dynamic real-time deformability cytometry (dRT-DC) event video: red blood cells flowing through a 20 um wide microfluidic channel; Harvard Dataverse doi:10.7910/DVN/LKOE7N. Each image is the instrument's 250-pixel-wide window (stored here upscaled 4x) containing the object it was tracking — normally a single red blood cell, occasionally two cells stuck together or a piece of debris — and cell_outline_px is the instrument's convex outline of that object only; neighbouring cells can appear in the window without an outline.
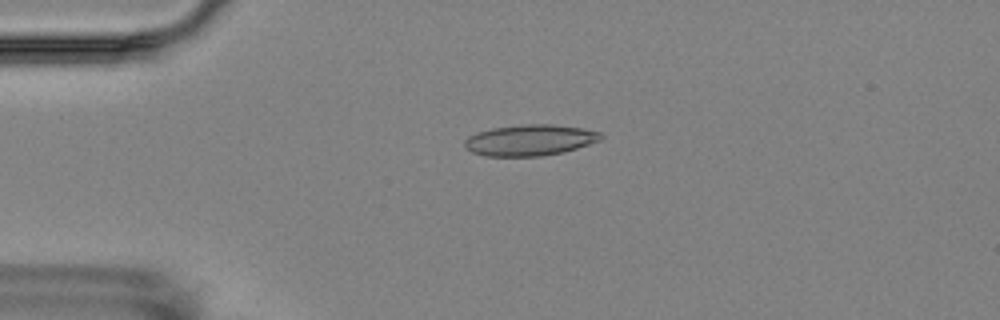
{"species": "Egyptian fruit bat (a non-hibernating species)", "species_latin": "Rousettus aegyptiacus", "temperature_condition": "room temperature", "stored_images_in_passage": 7, "camera_frame_rate_fps": 3000, "um_per_image_px": 0.085, "animal": {"sex": "female"}, "frame": {"image": 1, "passage_image": 3, "time_ms": 3.0, "image_size_px": [1000, 320], "cell_outline_px": [[604, 136], [600, 140], [564, 152], [540, 156], [488, 156], [472, 152], [464, 148], [464, 140], [468, 136], [476, 132], [492, 128], [524, 124], [552, 124], [580, 128], [600, 132]], "centroid_in_image_um": [45.0, 11.91], "position_along_channel_um": 40.0, "area_um2": 24.62}}
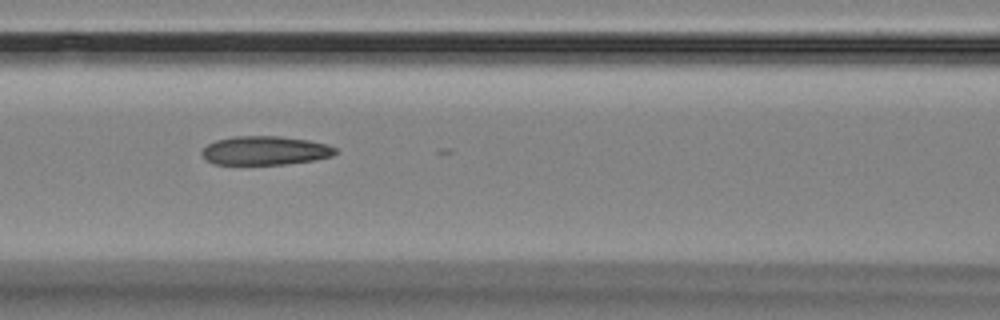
{"frame": {"image": 2, "passage_image": 6, "time_ms": 6.667, "image_size_px": [1000, 320], "cell_outline_px": [[336, 152], [332, 156], [312, 160], [284, 164], [216, 164], [208, 160], [200, 152], [208, 144], [216, 140], [232, 136], [280, 136], [308, 140], [324, 144], [336, 148]], "centroid_in_image_um": [22.51, 12.79], "position_along_channel_um": 144.1, "area_um2": 22.14}}
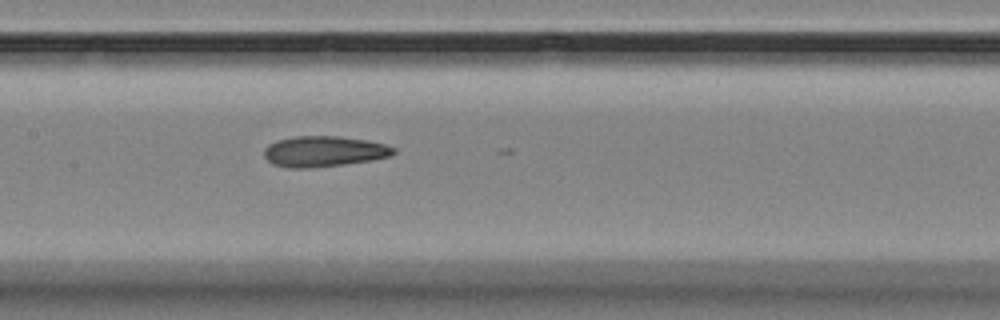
{"frame": {"image": 3, "passage_image": 7, "time_ms": 7.667, "image_size_px": [1000, 320], "cell_outline_px": [[396, 152], [392, 156], [344, 164], [308, 168], [288, 168], [272, 164], [264, 156], [264, 148], [268, 144], [276, 140], [296, 136], [340, 136], [368, 140], [384, 144], [396, 148]], "centroid_in_image_um": [27.51, 12.86], "position_along_channel_um": 179.9, "area_um2": 23.24}}